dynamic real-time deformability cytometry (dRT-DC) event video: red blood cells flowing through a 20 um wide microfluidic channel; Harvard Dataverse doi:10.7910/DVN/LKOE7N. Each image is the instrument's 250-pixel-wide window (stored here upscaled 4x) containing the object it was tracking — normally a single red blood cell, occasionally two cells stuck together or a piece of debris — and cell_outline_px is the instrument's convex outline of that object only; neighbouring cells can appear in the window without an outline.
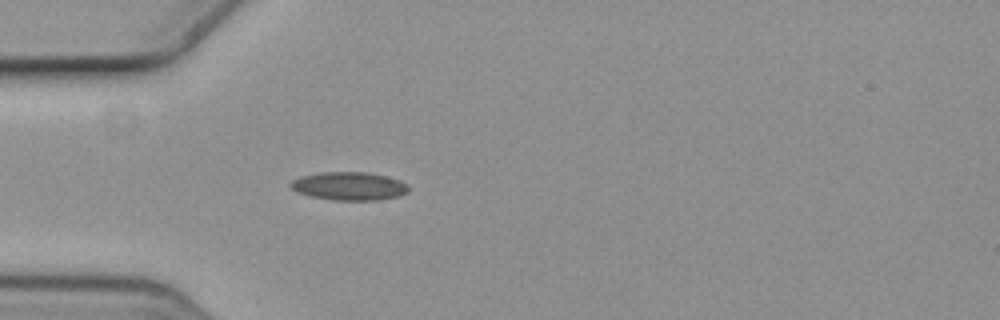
{"species": "common noctule bat (a hibernating species)", "species_latin": "Nyctalus noctula", "temperature_condition": "cold", "stored_images_in_passage": 3, "camera_frame_rate_fps": 3000, "um_per_image_px": 0.085, "animal": {"sex": "female", "body_mass_g": 19.3, "forearm_length_mm": 54.1}, "frame": {"image": 1, "passage_image": 3, "time_ms": 0.667, "image_size_px": [1000, 320], "cell_outline_px": [[408, 192], [400, 196], [380, 200], [332, 200], [312, 196], [296, 192], [288, 184], [292, 180], [300, 176], [320, 172], [368, 172], [400, 180], [408, 184]], "centroid_in_image_um": [29.68, 15.82], "position_along_channel_um": 55.3, "area_um2": 19.54}}